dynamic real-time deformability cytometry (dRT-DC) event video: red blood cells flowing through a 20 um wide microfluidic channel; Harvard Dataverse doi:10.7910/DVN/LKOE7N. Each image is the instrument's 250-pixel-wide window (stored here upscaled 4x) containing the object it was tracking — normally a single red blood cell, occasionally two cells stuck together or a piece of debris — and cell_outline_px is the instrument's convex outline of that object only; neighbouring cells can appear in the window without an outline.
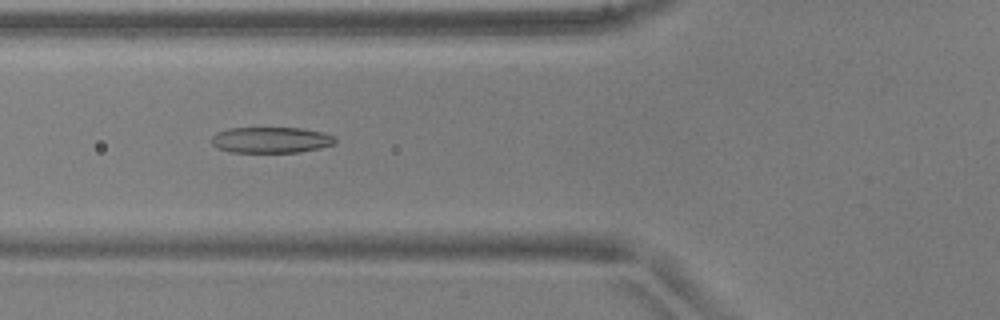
{"species": "common noctule bat (a hibernating species)", "species_latin": "Nyctalus noctula", "temperature_condition": "warm", "stored_images_in_passage": 52, "camera_frame_rate_fps": 3000, "um_per_image_px": 0.085, "animal": {"sex": "male", "body_mass_g": 17.9, "forearm_length_mm": 54.2}, "frame": {"image": 1, "passage_image": 20, "time_ms": 6.333, "image_size_px": [1000, 320], "cell_outline_px": [[336, 140], [332, 144], [320, 148], [300, 152], [232, 152], [216, 148], [212, 144], [212, 136], [216, 132], [228, 128], [300, 128], [320, 132], [332, 136]], "centroid_in_image_um": [22.97, 11.9], "position_along_channel_um": 102.8, "area_um2": 18.55}}
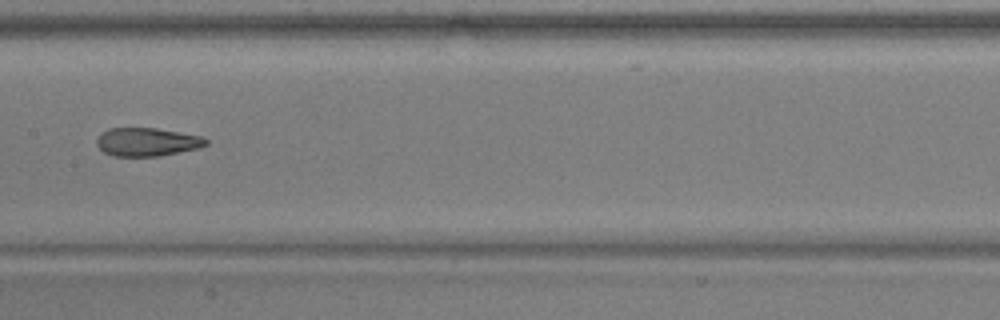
{"frame": {"image": 2, "passage_image": 27, "time_ms": 8.667, "image_size_px": [1000, 320], "cell_outline_px": [[208, 144], [200, 148], [160, 156], [112, 156], [104, 152], [96, 144], [96, 140], [108, 128], [156, 128], [200, 136], [208, 140]], "centroid_in_image_um": [12.51, 12.07], "position_along_channel_um": 194.9, "area_um2": 17.98}}
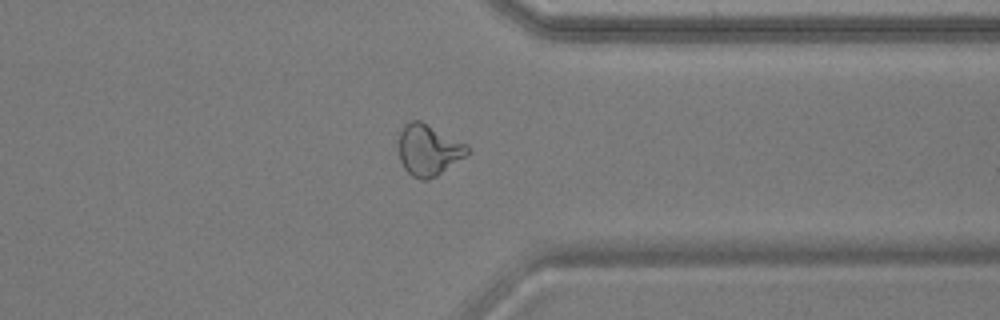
{"frame": {"image": 3, "passage_image": 41, "time_ms": 13.333, "image_size_px": [1000, 320], "cell_outline_px": [[472, 152], [436, 176], [428, 180], [420, 180], [412, 176], [404, 168], [400, 160], [400, 128], [408, 120], [420, 120], [468, 144]], "centroid_in_image_um": [36.45, 12.74], "position_along_channel_um": 374.9, "area_um2": 20.69}, "authors_computed_cell_mechanics": {"area_um2": 19.7098, "velocity_mm_per_s": 3.9165, "shape_relaxation_time_tau1_ms": null, "shape_relaxation_time_tau2_ms": 1.4131, "deformation_change_tau1": null, "deformation_change_tau2": 0.0939}}